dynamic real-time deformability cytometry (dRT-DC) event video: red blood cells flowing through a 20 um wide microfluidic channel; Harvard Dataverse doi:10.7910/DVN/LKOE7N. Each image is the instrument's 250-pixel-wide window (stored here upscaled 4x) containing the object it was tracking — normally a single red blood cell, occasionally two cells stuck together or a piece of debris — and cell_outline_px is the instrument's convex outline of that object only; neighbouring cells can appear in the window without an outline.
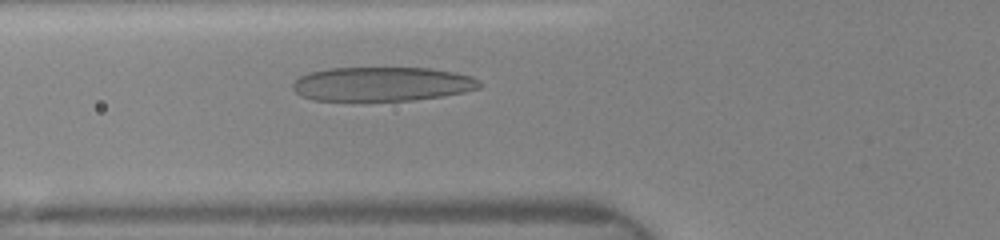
{"species": "human", "species_latin": "Homo sapiens", "temperature_condition": "room temperature", "stored_images_in_passage": 7, "camera_frame_rate_fps": 3000, "um_per_image_px": 0.085, "donor": {"sex": "female"}, "frame": {"image": 1, "passage_image": 7, "time_ms": 2.667, "image_size_px": [1000, 240], "cell_outline_px": [[484, 84], [480, 88], [464, 92], [444, 96], [412, 100], [312, 100], [296, 92], [292, 88], [292, 84], [300, 76], [312, 72], [328, 68], [428, 68], [456, 72], [472, 76], [480, 80]], "centroid_in_image_um": [32.55, 7.14], "position_along_channel_um": 93.3, "area_um2": 37.22}}